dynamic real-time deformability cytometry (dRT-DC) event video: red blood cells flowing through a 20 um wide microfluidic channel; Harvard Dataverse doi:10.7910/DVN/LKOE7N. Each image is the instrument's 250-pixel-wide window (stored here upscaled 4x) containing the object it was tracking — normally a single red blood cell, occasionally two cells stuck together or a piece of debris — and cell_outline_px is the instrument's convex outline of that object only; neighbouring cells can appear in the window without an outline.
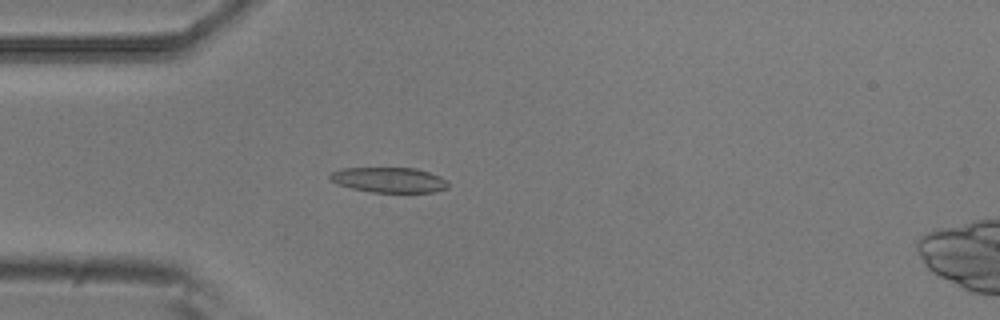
{"species": "common noctule bat (a hibernating species)", "species_latin": "Nyctalus noctula", "temperature_condition": "room temperature", "stored_images_in_passage": 4, "camera_frame_rate_fps": 3000, "um_per_image_px": 0.085, "animal": {"sex": "male", "body_mass_g": 20.5, "forearm_length_mm": 52.5}, "frame": {"image": 1, "passage_image": 4, "time_ms": 1.0, "image_size_px": [1000, 320], "cell_outline_px": [[448, 188], [432, 192], [372, 192], [352, 188], [336, 184], [328, 176], [332, 172], [340, 168], [416, 168], [440, 176], [448, 180]], "centroid_in_image_um": [33.07, 15.29], "position_along_channel_um": 51.9, "area_um2": 17.34}}